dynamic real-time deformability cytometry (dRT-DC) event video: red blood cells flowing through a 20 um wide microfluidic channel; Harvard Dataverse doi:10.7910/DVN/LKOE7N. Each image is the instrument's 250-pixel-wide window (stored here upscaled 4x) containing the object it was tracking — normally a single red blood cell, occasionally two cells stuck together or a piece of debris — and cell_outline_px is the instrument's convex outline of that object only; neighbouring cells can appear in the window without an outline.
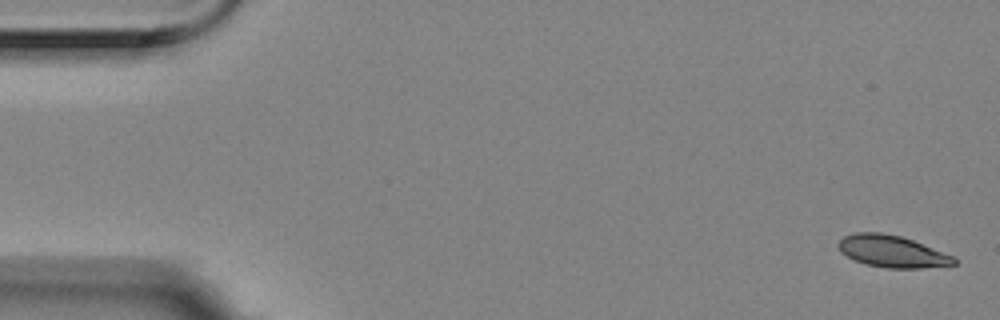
{"species": "Egyptian fruit bat (a non-hibernating species)", "species_latin": "Rousettus aegyptiacus", "temperature_condition": "room temperature", "stored_images_in_passage": 5, "camera_frame_rate_fps": 3000, "um_per_image_px": 0.085, "animal": {"sex": "female"}, "frame": {"image": 1, "passage_image": 1, "time_ms": 0.0, "image_size_px": [1000, 320], "cell_outline_px": [[956, 264], [920, 268], [884, 268], [868, 264], [856, 260], [840, 252], [836, 244], [844, 236], [856, 232], [880, 232], [900, 236], [912, 240], [956, 256]], "centroid_in_image_um": [75.83, 21.36], "position_along_channel_um": 9.2, "area_um2": 21.44}}
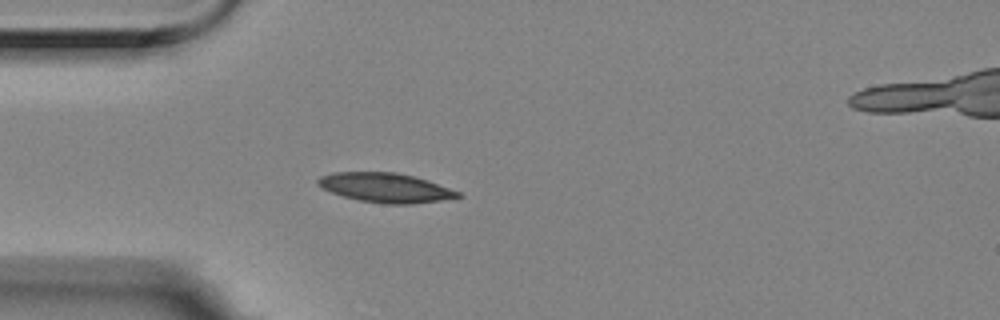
{"frame": {"image": 2, "passage_image": 5, "time_ms": 1.333, "image_size_px": [1000, 320], "cell_outline_px": [[464, 196], [440, 200], [412, 204], [384, 204], [360, 200], [344, 196], [320, 188], [316, 184], [316, 180], [320, 176], [332, 172], [396, 172], [428, 180], [460, 192]], "centroid_in_image_um": [32.74, 15.95], "position_along_channel_um": 52.3, "area_um2": 23.99}}